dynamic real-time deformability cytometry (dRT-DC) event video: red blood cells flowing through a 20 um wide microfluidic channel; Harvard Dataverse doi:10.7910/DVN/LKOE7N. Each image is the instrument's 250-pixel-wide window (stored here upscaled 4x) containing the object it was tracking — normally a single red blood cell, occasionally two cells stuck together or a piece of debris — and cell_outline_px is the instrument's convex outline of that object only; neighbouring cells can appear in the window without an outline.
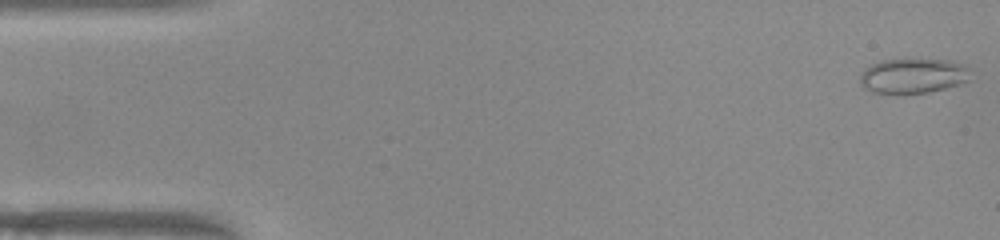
{"species": "common noctule bat (a hibernating species)", "species_latin": "Nyctalus noctula", "temperature_condition": "warm", "stored_images_in_passage": 15, "camera_frame_rate_fps": 3000, "um_per_image_px": 0.085, "animal": {"sex": "female", "body_mass_g": 22.0, "forearm_length_mm": 56.7}, "frame": {"image": 1, "passage_image": 1, "time_ms": 0.0, "image_size_px": [1000, 240], "cell_outline_px": [[968, 80], [960, 84], [928, 92], [904, 96], [872, 92], [864, 88], [860, 84], [860, 72], [864, 68], [880, 60], [952, 60], [968, 68]], "centroid_in_image_um": [77.52, 6.49], "position_along_channel_um": 7.5, "area_um2": 22.77}}